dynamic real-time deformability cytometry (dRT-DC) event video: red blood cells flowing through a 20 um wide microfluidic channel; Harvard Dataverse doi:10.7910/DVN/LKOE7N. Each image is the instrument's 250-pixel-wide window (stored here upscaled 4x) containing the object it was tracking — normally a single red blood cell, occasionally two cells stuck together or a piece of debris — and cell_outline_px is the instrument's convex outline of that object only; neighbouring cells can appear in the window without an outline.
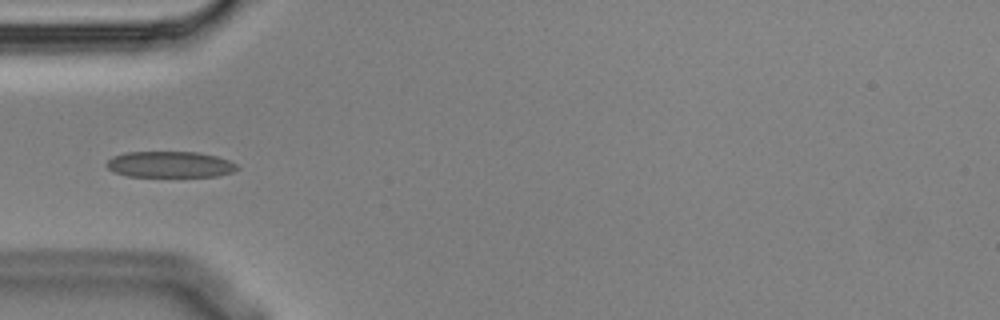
{"species": "Egyptian fruit bat (a non-hibernating species)", "species_latin": "Rousettus aegyptiacus", "temperature_condition": "cold", "stored_images_in_passage": 3, "camera_frame_rate_fps": 3000, "um_per_image_px": 0.085, "animal": {"sex": "male"}, "frame": {"image": 1, "passage_image": 2, "time_ms": 0.333, "image_size_px": [1000, 320], "cell_outline_px": [[240, 168], [232, 172], [216, 176], [128, 176], [112, 172], [104, 164], [112, 156], [124, 152], [200, 152], [216, 156], [228, 160], [236, 164]], "centroid_in_image_um": [14.41, 13.97], "position_along_channel_um": 70.6, "area_um2": 19.94}}
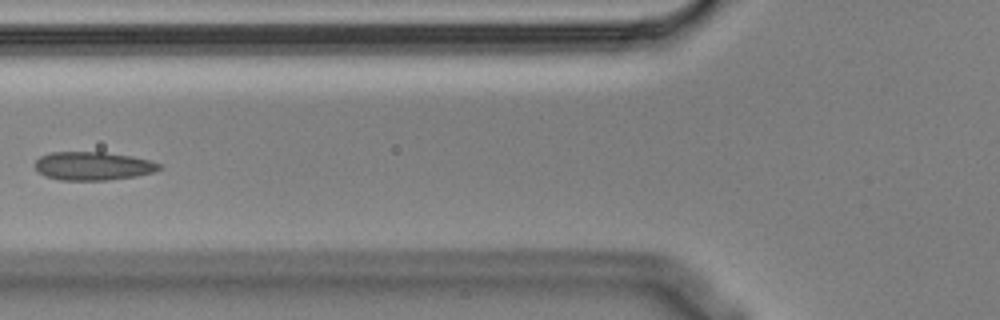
{"frame": {"image": 2, "passage_image": 3, "time_ms": 0.667, "image_size_px": [1000, 320], "cell_outline_px": [[160, 168], [152, 172], [136, 176], [108, 180], [60, 180], [44, 176], [36, 172], [32, 164], [40, 156], [52, 152], [104, 152], [132, 156], [148, 160], [160, 164]], "centroid_in_image_um": [7.81, 14.11], "position_along_channel_um": 118.0, "area_um2": 20.69}}